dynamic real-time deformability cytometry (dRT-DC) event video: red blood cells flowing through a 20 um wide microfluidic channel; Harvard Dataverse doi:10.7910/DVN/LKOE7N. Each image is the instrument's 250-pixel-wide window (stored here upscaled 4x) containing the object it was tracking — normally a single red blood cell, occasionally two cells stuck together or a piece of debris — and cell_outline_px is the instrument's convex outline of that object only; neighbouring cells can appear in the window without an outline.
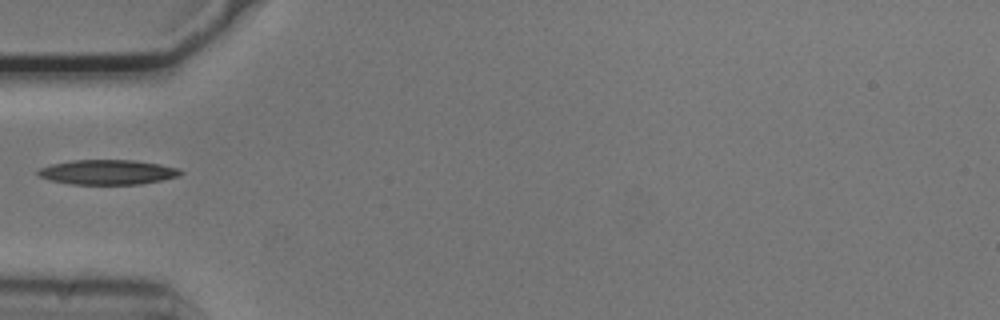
{"species": "common noctule bat (a hibernating species)", "species_latin": "Nyctalus noctula", "temperature_condition": "cold", "stored_images_in_passage": 13, "camera_frame_rate_fps": 3000, "um_per_image_px": 0.085, "animal": {"sex": "male", "body_mass_g": 20.5, "forearm_length_mm": 52.5}, "frame": {"image": 1, "passage_image": 1, "time_ms": 0.0, "image_size_px": [1000, 320], "cell_outline_px": [[184, 172], [180, 176], [140, 184], [68, 184], [48, 180], [40, 176], [36, 172], [40, 168], [52, 164], [72, 160], [132, 160], [160, 164], [180, 168]], "centroid_in_image_um": [9.15, 14.63], "position_along_channel_um": 75.8, "area_um2": 20.63}}